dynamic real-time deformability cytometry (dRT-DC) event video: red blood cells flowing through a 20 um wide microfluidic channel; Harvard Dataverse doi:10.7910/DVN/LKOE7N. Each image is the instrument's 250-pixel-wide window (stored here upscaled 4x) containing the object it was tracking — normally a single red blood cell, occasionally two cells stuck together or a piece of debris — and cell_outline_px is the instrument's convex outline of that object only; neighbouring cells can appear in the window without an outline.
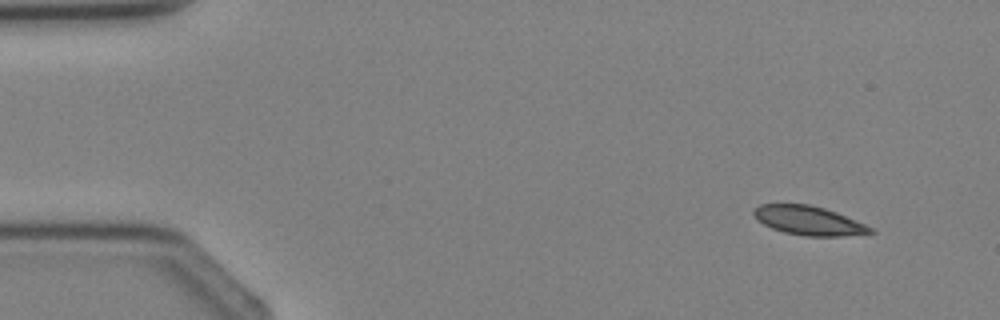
{"species": "Egyptian fruit bat (a non-hibernating species)", "species_latin": "Rousettus aegyptiacus", "temperature_condition": "cold", "stored_images_in_passage": 3, "camera_frame_rate_fps": 3000, "um_per_image_px": 0.085, "animal": {"sex": "female"}, "frame": {"image": 1, "passage_image": 1, "time_ms": 0.0, "image_size_px": [1000, 320], "cell_outline_px": [[876, 232], [840, 236], [804, 236], [784, 232], [772, 228], [764, 224], [752, 212], [760, 204], [808, 204], [824, 208], [836, 212], [864, 224], [872, 228]], "centroid_in_image_um": [68.74, 18.75], "position_along_channel_um": 16.3, "area_um2": 19.36}}